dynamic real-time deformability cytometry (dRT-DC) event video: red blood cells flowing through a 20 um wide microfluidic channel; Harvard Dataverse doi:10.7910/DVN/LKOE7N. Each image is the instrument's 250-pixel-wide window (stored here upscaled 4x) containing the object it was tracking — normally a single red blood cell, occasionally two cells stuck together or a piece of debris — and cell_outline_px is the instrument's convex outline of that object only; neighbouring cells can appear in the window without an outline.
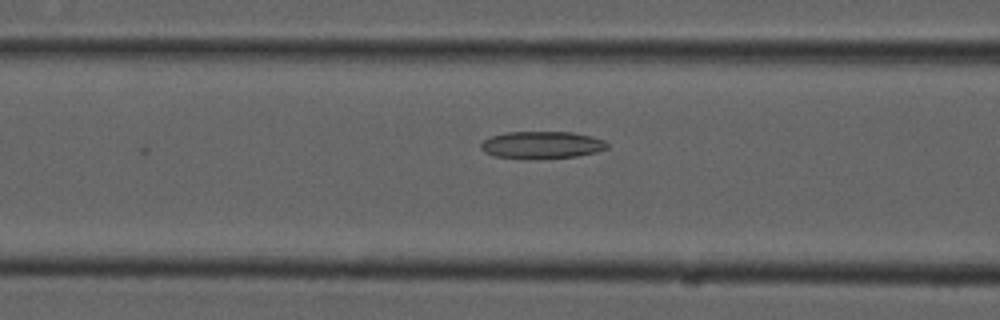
{"species": "common noctule bat (a hibernating species)", "species_latin": "Nyctalus noctula", "temperature_condition": "cold", "stored_images_in_passage": 5, "camera_frame_rate_fps": 3000, "um_per_image_px": 0.085, "animal": {"sex": "male", "forearm_length_mm": 52.5}, "frame": {"image": 1, "passage_image": 4, "time_ms": 1.0, "image_size_px": [1000, 320], "cell_outline_px": [[608, 148], [596, 152], [576, 156], [496, 156], [484, 152], [480, 148], [480, 144], [484, 140], [492, 136], [508, 132], [572, 132], [592, 136], [604, 140], [608, 144]], "centroid_in_image_um": [46.09, 12.27], "position_along_channel_um": 120.5, "area_um2": 19.07}}